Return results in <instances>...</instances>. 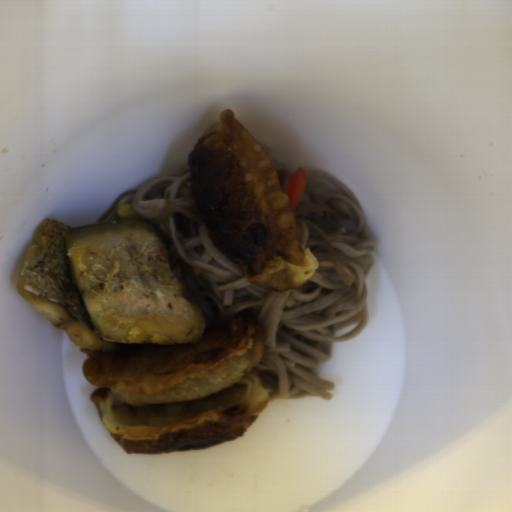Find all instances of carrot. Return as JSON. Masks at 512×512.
<instances>
[{"label":"carrot","instance_id":"1","mask_svg":"<svg viewBox=\"0 0 512 512\" xmlns=\"http://www.w3.org/2000/svg\"><path fill=\"white\" fill-rule=\"evenodd\" d=\"M307 180L308 171L304 167L300 166L293 171L288 181L284 194L292 214L295 212L306 189Z\"/></svg>","mask_w":512,"mask_h":512}]
</instances>
